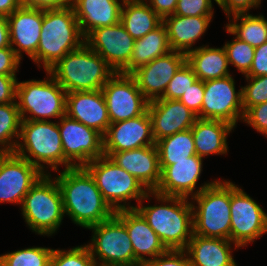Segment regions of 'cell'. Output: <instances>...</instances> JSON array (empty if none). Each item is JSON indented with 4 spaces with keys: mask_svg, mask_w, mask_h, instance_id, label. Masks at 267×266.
<instances>
[{
    "mask_svg": "<svg viewBox=\"0 0 267 266\" xmlns=\"http://www.w3.org/2000/svg\"><path fill=\"white\" fill-rule=\"evenodd\" d=\"M20 7V0H0V15L8 17Z\"/></svg>",
    "mask_w": 267,
    "mask_h": 266,
    "instance_id": "obj_51",
    "label": "cell"
},
{
    "mask_svg": "<svg viewBox=\"0 0 267 266\" xmlns=\"http://www.w3.org/2000/svg\"><path fill=\"white\" fill-rule=\"evenodd\" d=\"M243 117L242 88L236 92L232 75L204 81V99L197 118L222 120L236 127Z\"/></svg>",
    "mask_w": 267,
    "mask_h": 266,
    "instance_id": "obj_12",
    "label": "cell"
},
{
    "mask_svg": "<svg viewBox=\"0 0 267 266\" xmlns=\"http://www.w3.org/2000/svg\"><path fill=\"white\" fill-rule=\"evenodd\" d=\"M46 73L45 80L17 82L16 102L22 120L50 121L65 116L67 92Z\"/></svg>",
    "mask_w": 267,
    "mask_h": 266,
    "instance_id": "obj_9",
    "label": "cell"
},
{
    "mask_svg": "<svg viewBox=\"0 0 267 266\" xmlns=\"http://www.w3.org/2000/svg\"><path fill=\"white\" fill-rule=\"evenodd\" d=\"M198 78L185 62L175 73L160 99L179 100Z\"/></svg>",
    "mask_w": 267,
    "mask_h": 266,
    "instance_id": "obj_38",
    "label": "cell"
},
{
    "mask_svg": "<svg viewBox=\"0 0 267 266\" xmlns=\"http://www.w3.org/2000/svg\"><path fill=\"white\" fill-rule=\"evenodd\" d=\"M134 42L121 22L96 28L85 37V43L98 53L115 73H120L129 64Z\"/></svg>",
    "mask_w": 267,
    "mask_h": 266,
    "instance_id": "obj_16",
    "label": "cell"
},
{
    "mask_svg": "<svg viewBox=\"0 0 267 266\" xmlns=\"http://www.w3.org/2000/svg\"><path fill=\"white\" fill-rule=\"evenodd\" d=\"M234 128L233 125L222 120L197 118L191 127L196 155L205 158L212 154H227V137Z\"/></svg>",
    "mask_w": 267,
    "mask_h": 266,
    "instance_id": "obj_28",
    "label": "cell"
},
{
    "mask_svg": "<svg viewBox=\"0 0 267 266\" xmlns=\"http://www.w3.org/2000/svg\"><path fill=\"white\" fill-rule=\"evenodd\" d=\"M59 120L64 157L74 167H84L92 160L104 156L101 133L66 115Z\"/></svg>",
    "mask_w": 267,
    "mask_h": 266,
    "instance_id": "obj_14",
    "label": "cell"
},
{
    "mask_svg": "<svg viewBox=\"0 0 267 266\" xmlns=\"http://www.w3.org/2000/svg\"><path fill=\"white\" fill-rule=\"evenodd\" d=\"M21 59L11 47L0 48V75L16 76Z\"/></svg>",
    "mask_w": 267,
    "mask_h": 266,
    "instance_id": "obj_45",
    "label": "cell"
},
{
    "mask_svg": "<svg viewBox=\"0 0 267 266\" xmlns=\"http://www.w3.org/2000/svg\"><path fill=\"white\" fill-rule=\"evenodd\" d=\"M149 2V6L156 12V14L163 20L175 12L178 0H145Z\"/></svg>",
    "mask_w": 267,
    "mask_h": 266,
    "instance_id": "obj_49",
    "label": "cell"
},
{
    "mask_svg": "<svg viewBox=\"0 0 267 266\" xmlns=\"http://www.w3.org/2000/svg\"><path fill=\"white\" fill-rule=\"evenodd\" d=\"M84 168L94 178L104 200L114 212L135 209L128 201L134 199L139 203L149 192L133 175L107 156L92 160Z\"/></svg>",
    "mask_w": 267,
    "mask_h": 266,
    "instance_id": "obj_8",
    "label": "cell"
},
{
    "mask_svg": "<svg viewBox=\"0 0 267 266\" xmlns=\"http://www.w3.org/2000/svg\"><path fill=\"white\" fill-rule=\"evenodd\" d=\"M114 215L125 225L132 242L134 257L140 264L167 251L158 235L136 209L119 210Z\"/></svg>",
    "mask_w": 267,
    "mask_h": 266,
    "instance_id": "obj_24",
    "label": "cell"
},
{
    "mask_svg": "<svg viewBox=\"0 0 267 266\" xmlns=\"http://www.w3.org/2000/svg\"><path fill=\"white\" fill-rule=\"evenodd\" d=\"M231 241L239 248L267 233V214L242 188L231 182Z\"/></svg>",
    "mask_w": 267,
    "mask_h": 266,
    "instance_id": "obj_11",
    "label": "cell"
},
{
    "mask_svg": "<svg viewBox=\"0 0 267 266\" xmlns=\"http://www.w3.org/2000/svg\"><path fill=\"white\" fill-rule=\"evenodd\" d=\"M228 20L230 21L225 26L227 33L238 37L254 48L267 42V20L262 14L253 16L250 13H239L229 16Z\"/></svg>",
    "mask_w": 267,
    "mask_h": 266,
    "instance_id": "obj_32",
    "label": "cell"
},
{
    "mask_svg": "<svg viewBox=\"0 0 267 266\" xmlns=\"http://www.w3.org/2000/svg\"><path fill=\"white\" fill-rule=\"evenodd\" d=\"M42 175L36 166L15 153L0 154V203L21 206L24 196Z\"/></svg>",
    "mask_w": 267,
    "mask_h": 266,
    "instance_id": "obj_15",
    "label": "cell"
},
{
    "mask_svg": "<svg viewBox=\"0 0 267 266\" xmlns=\"http://www.w3.org/2000/svg\"><path fill=\"white\" fill-rule=\"evenodd\" d=\"M73 0H20L22 7L38 9H60L72 6Z\"/></svg>",
    "mask_w": 267,
    "mask_h": 266,
    "instance_id": "obj_48",
    "label": "cell"
},
{
    "mask_svg": "<svg viewBox=\"0 0 267 266\" xmlns=\"http://www.w3.org/2000/svg\"><path fill=\"white\" fill-rule=\"evenodd\" d=\"M65 115L104 135L110 118L101 90L77 91L66 94Z\"/></svg>",
    "mask_w": 267,
    "mask_h": 266,
    "instance_id": "obj_21",
    "label": "cell"
},
{
    "mask_svg": "<svg viewBox=\"0 0 267 266\" xmlns=\"http://www.w3.org/2000/svg\"><path fill=\"white\" fill-rule=\"evenodd\" d=\"M110 123L132 119L148 110L149 101L130 74L115 73L101 89Z\"/></svg>",
    "mask_w": 267,
    "mask_h": 266,
    "instance_id": "obj_13",
    "label": "cell"
},
{
    "mask_svg": "<svg viewBox=\"0 0 267 266\" xmlns=\"http://www.w3.org/2000/svg\"><path fill=\"white\" fill-rule=\"evenodd\" d=\"M186 62V54L171 51L134 70L130 75L138 88L151 102L160 99L175 73Z\"/></svg>",
    "mask_w": 267,
    "mask_h": 266,
    "instance_id": "obj_18",
    "label": "cell"
},
{
    "mask_svg": "<svg viewBox=\"0 0 267 266\" xmlns=\"http://www.w3.org/2000/svg\"><path fill=\"white\" fill-rule=\"evenodd\" d=\"M7 20L11 48L20 59L23 58L22 52L32 59L36 55L41 36L43 9L21 6Z\"/></svg>",
    "mask_w": 267,
    "mask_h": 266,
    "instance_id": "obj_20",
    "label": "cell"
},
{
    "mask_svg": "<svg viewBox=\"0 0 267 266\" xmlns=\"http://www.w3.org/2000/svg\"><path fill=\"white\" fill-rule=\"evenodd\" d=\"M48 72L67 93L101 90L115 74L107 62L86 43L68 52Z\"/></svg>",
    "mask_w": 267,
    "mask_h": 266,
    "instance_id": "obj_4",
    "label": "cell"
},
{
    "mask_svg": "<svg viewBox=\"0 0 267 266\" xmlns=\"http://www.w3.org/2000/svg\"><path fill=\"white\" fill-rule=\"evenodd\" d=\"M21 211L28 227L38 235L57 232L65 214L56 178L43 174L24 196Z\"/></svg>",
    "mask_w": 267,
    "mask_h": 266,
    "instance_id": "obj_7",
    "label": "cell"
},
{
    "mask_svg": "<svg viewBox=\"0 0 267 266\" xmlns=\"http://www.w3.org/2000/svg\"><path fill=\"white\" fill-rule=\"evenodd\" d=\"M53 249L30 247L0 255L2 266H50Z\"/></svg>",
    "mask_w": 267,
    "mask_h": 266,
    "instance_id": "obj_35",
    "label": "cell"
},
{
    "mask_svg": "<svg viewBox=\"0 0 267 266\" xmlns=\"http://www.w3.org/2000/svg\"><path fill=\"white\" fill-rule=\"evenodd\" d=\"M267 76V42L255 48L249 73L245 77Z\"/></svg>",
    "mask_w": 267,
    "mask_h": 266,
    "instance_id": "obj_46",
    "label": "cell"
},
{
    "mask_svg": "<svg viewBox=\"0 0 267 266\" xmlns=\"http://www.w3.org/2000/svg\"><path fill=\"white\" fill-rule=\"evenodd\" d=\"M120 22L136 40L157 28L163 20L145 0H124Z\"/></svg>",
    "mask_w": 267,
    "mask_h": 266,
    "instance_id": "obj_31",
    "label": "cell"
},
{
    "mask_svg": "<svg viewBox=\"0 0 267 266\" xmlns=\"http://www.w3.org/2000/svg\"><path fill=\"white\" fill-rule=\"evenodd\" d=\"M148 110L135 118L111 123L103 135L104 153H117L155 145Z\"/></svg>",
    "mask_w": 267,
    "mask_h": 266,
    "instance_id": "obj_19",
    "label": "cell"
},
{
    "mask_svg": "<svg viewBox=\"0 0 267 266\" xmlns=\"http://www.w3.org/2000/svg\"><path fill=\"white\" fill-rule=\"evenodd\" d=\"M202 168L203 158L197 155H193L187 160L174 161V164L167 167H160L161 178L154 191L164 196L190 199L215 182L214 180L205 182L197 190L195 189L203 171Z\"/></svg>",
    "mask_w": 267,
    "mask_h": 266,
    "instance_id": "obj_17",
    "label": "cell"
},
{
    "mask_svg": "<svg viewBox=\"0 0 267 266\" xmlns=\"http://www.w3.org/2000/svg\"><path fill=\"white\" fill-rule=\"evenodd\" d=\"M85 43L72 6L60 9H43V23L36 55L32 58L40 68L48 71L68 52Z\"/></svg>",
    "mask_w": 267,
    "mask_h": 266,
    "instance_id": "obj_3",
    "label": "cell"
},
{
    "mask_svg": "<svg viewBox=\"0 0 267 266\" xmlns=\"http://www.w3.org/2000/svg\"><path fill=\"white\" fill-rule=\"evenodd\" d=\"M91 243L86 244L95 264L112 266H140L125 225L113 215L110 219L88 228ZM99 261V262H98Z\"/></svg>",
    "mask_w": 267,
    "mask_h": 266,
    "instance_id": "obj_10",
    "label": "cell"
},
{
    "mask_svg": "<svg viewBox=\"0 0 267 266\" xmlns=\"http://www.w3.org/2000/svg\"><path fill=\"white\" fill-rule=\"evenodd\" d=\"M73 0L72 7L84 37L92 30L120 22L121 0Z\"/></svg>",
    "mask_w": 267,
    "mask_h": 266,
    "instance_id": "obj_25",
    "label": "cell"
},
{
    "mask_svg": "<svg viewBox=\"0 0 267 266\" xmlns=\"http://www.w3.org/2000/svg\"><path fill=\"white\" fill-rule=\"evenodd\" d=\"M216 4L229 17L234 14L249 13L251 8H257L261 4V0H216Z\"/></svg>",
    "mask_w": 267,
    "mask_h": 266,
    "instance_id": "obj_44",
    "label": "cell"
},
{
    "mask_svg": "<svg viewBox=\"0 0 267 266\" xmlns=\"http://www.w3.org/2000/svg\"><path fill=\"white\" fill-rule=\"evenodd\" d=\"M213 16L185 17L169 15L163 19L172 51L184 54L194 50L193 44L201 38L209 27Z\"/></svg>",
    "mask_w": 267,
    "mask_h": 266,
    "instance_id": "obj_27",
    "label": "cell"
},
{
    "mask_svg": "<svg viewBox=\"0 0 267 266\" xmlns=\"http://www.w3.org/2000/svg\"><path fill=\"white\" fill-rule=\"evenodd\" d=\"M204 99V81L197 79L179 99L192 113L198 116Z\"/></svg>",
    "mask_w": 267,
    "mask_h": 266,
    "instance_id": "obj_43",
    "label": "cell"
},
{
    "mask_svg": "<svg viewBox=\"0 0 267 266\" xmlns=\"http://www.w3.org/2000/svg\"><path fill=\"white\" fill-rule=\"evenodd\" d=\"M243 122L267 137V102L250 107L244 113Z\"/></svg>",
    "mask_w": 267,
    "mask_h": 266,
    "instance_id": "obj_42",
    "label": "cell"
},
{
    "mask_svg": "<svg viewBox=\"0 0 267 266\" xmlns=\"http://www.w3.org/2000/svg\"><path fill=\"white\" fill-rule=\"evenodd\" d=\"M16 76L0 75V104L16 101Z\"/></svg>",
    "mask_w": 267,
    "mask_h": 266,
    "instance_id": "obj_47",
    "label": "cell"
},
{
    "mask_svg": "<svg viewBox=\"0 0 267 266\" xmlns=\"http://www.w3.org/2000/svg\"><path fill=\"white\" fill-rule=\"evenodd\" d=\"M171 51L167 29L162 22L144 37L135 40L129 64L120 73L131 74L137 68Z\"/></svg>",
    "mask_w": 267,
    "mask_h": 266,
    "instance_id": "obj_30",
    "label": "cell"
},
{
    "mask_svg": "<svg viewBox=\"0 0 267 266\" xmlns=\"http://www.w3.org/2000/svg\"><path fill=\"white\" fill-rule=\"evenodd\" d=\"M140 266H191L185 250H167L164 254L140 264Z\"/></svg>",
    "mask_w": 267,
    "mask_h": 266,
    "instance_id": "obj_41",
    "label": "cell"
},
{
    "mask_svg": "<svg viewBox=\"0 0 267 266\" xmlns=\"http://www.w3.org/2000/svg\"><path fill=\"white\" fill-rule=\"evenodd\" d=\"M95 266H112V265H99V264H95Z\"/></svg>",
    "mask_w": 267,
    "mask_h": 266,
    "instance_id": "obj_52",
    "label": "cell"
},
{
    "mask_svg": "<svg viewBox=\"0 0 267 266\" xmlns=\"http://www.w3.org/2000/svg\"><path fill=\"white\" fill-rule=\"evenodd\" d=\"M186 62L196 77L202 81L223 78L231 75L224 47L214 48L209 45L195 47L186 54Z\"/></svg>",
    "mask_w": 267,
    "mask_h": 266,
    "instance_id": "obj_29",
    "label": "cell"
},
{
    "mask_svg": "<svg viewBox=\"0 0 267 266\" xmlns=\"http://www.w3.org/2000/svg\"><path fill=\"white\" fill-rule=\"evenodd\" d=\"M247 85L242 86L244 113L253 106L267 102V76L245 77Z\"/></svg>",
    "mask_w": 267,
    "mask_h": 266,
    "instance_id": "obj_39",
    "label": "cell"
},
{
    "mask_svg": "<svg viewBox=\"0 0 267 266\" xmlns=\"http://www.w3.org/2000/svg\"><path fill=\"white\" fill-rule=\"evenodd\" d=\"M21 121L16 101L0 104V154L14 153L19 141Z\"/></svg>",
    "mask_w": 267,
    "mask_h": 266,
    "instance_id": "obj_34",
    "label": "cell"
},
{
    "mask_svg": "<svg viewBox=\"0 0 267 266\" xmlns=\"http://www.w3.org/2000/svg\"><path fill=\"white\" fill-rule=\"evenodd\" d=\"M11 47L7 17L0 15V48Z\"/></svg>",
    "mask_w": 267,
    "mask_h": 266,
    "instance_id": "obj_50",
    "label": "cell"
},
{
    "mask_svg": "<svg viewBox=\"0 0 267 266\" xmlns=\"http://www.w3.org/2000/svg\"><path fill=\"white\" fill-rule=\"evenodd\" d=\"M193 208V234L231 240V182L217 180L189 199Z\"/></svg>",
    "mask_w": 267,
    "mask_h": 266,
    "instance_id": "obj_6",
    "label": "cell"
},
{
    "mask_svg": "<svg viewBox=\"0 0 267 266\" xmlns=\"http://www.w3.org/2000/svg\"><path fill=\"white\" fill-rule=\"evenodd\" d=\"M151 196L161 202V205L143 206L142 202L152 199ZM135 209L158 235L167 250L186 249L193 235V208L192 202H188L187 198L164 196L149 191Z\"/></svg>",
    "mask_w": 267,
    "mask_h": 266,
    "instance_id": "obj_2",
    "label": "cell"
},
{
    "mask_svg": "<svg viewBox=\"0 0 267 266\" xmlns=\"http://www.w3.org/2000/svg\"><path fill=\"white\" fill-rule=\"evenodd\" d=\"M228 63L234 65L239 72L246 76L251 68L255 48L235 36L231 42L227 41L224 46Z\"/></svg>",
    "mask_w": 267,
    "mask_h": 266,
    "instance_id": "obj_36",
    "label": "cell"
},
{
    "mask_svg": "<svg viewBox=\"0 0 267 266\" xmlns=\"http://www.w3.org/2000/svg\"><path fill=\"white\" fill-rule=\"evenodd\" d=\"M50 266H95V261L85 244L69 250L53 249Z\"/></svg>",
    "mask_w": 267,
    "mask_h": 266,
    "instance_id": "obj_37",
    "label": "cell"
},
{
    "mask_svg": "<svg viewBox=\"0 0 267 266\" xmlns=\"http://www.w3.org/2000/svg\"><path fill=\"white\" fill-rule=\"evenodd\" d=\"M55 178L62 195L64 214L74 224L88 229L115 214L84 167L63 169Z\"/></svg>",
    "mask_w": 267,
    "mask_h": 266,
    "instance_id": "obj_1",
    "label": "cell"
},
{
    "mask_svg": "<svg viewBox=\"0 0 267 266\" xmlns=\"http://www.w3.org/2000/svg\"><path fill=\"white\" fill-rule=\"evenodd\" d=\"M104 156L133 175L148 191H154L158 187L161 169L156 145L117 153H104Z\"/></svg>",
    "mask_w": 267,
    "mask_h": 266,
    "instance_id": "obj_22",
    "label": "cell"
},
{
    "mask_svg": "<svg viewBox=\"0 0 267 266\" xmlns=\"http://www.w3.org/2000/svg\"><path fill=\"white\" fill-rule=\"evenodd\" d=\"M232 244L235 249L239 248L229 239L193 234L185 251L191 266H237L232 256Z\"/></svg>",
    "mask_w": 267,
    "mask_h": 266,
    "instance_id": "obj_26",
    "label": "cell"
},
{
    "mask_svg": "<svg viewBox=\"0 0 267 266\" xmlns=\"http://www.w3.org/2000/svg\"><path fill=\"white\" fill-rule=\"evenodd\" d=\"M14 153L36 166L43 174H50L47 172L48 166L53 171H59L60 165H64V169L74 167L64 157L58 121L22 120Z\"/></svg>",
    "mask_w": 267,
    "mask_h": 266,
    "instance_id": "obj_5",
    "label": "cell"
},
{
    "mask_svg": "<svg viewBox=\"0 0 267 266\" xmlns=\"http://www.w3.org/2000/svg\"><path fill=\"white\" fill-rule=\"evenodd\" d=\"M213 10L212 0H178L174 14L185 17L214 16Z\"/></svg>",
    "mask_w": 267,
    "mask_h": 266,
    "instance_id": "obj_40",
    "label": "cell"
},
{
    "mask_svg": "<svg viewBox=\"0 0 267 266\" xmlns=\"http://www.w3.org/2000/svg\"><path fill=\"white\" fill-rule=\"evenodd\" d=\"M160 167L174 164V161L187 160L196 155L194 138L191 129L177 132L155 143Z\"/></svg>",
    "mask_w": 267,
    "mask_h": 266,
    "instance_id": "obj_33",
    "label": "cell"
},
{
    "mask_svg": "<svg viewBox=\"0 0 267 266\" xmlns=\"http://www.w3.org/2000/svg\"><path fill=\"white\" fill-rule=\"evenodd\" d=\"M148 113L155 142L177 132L191 129L197 119V116L179 100L151 101L148 105Z\"/></svg>",
    "mask_w": 267,
    "mask_h": 266,
    "instance_id": "obj_23",
    "label": "cell"
}]
</instances>
